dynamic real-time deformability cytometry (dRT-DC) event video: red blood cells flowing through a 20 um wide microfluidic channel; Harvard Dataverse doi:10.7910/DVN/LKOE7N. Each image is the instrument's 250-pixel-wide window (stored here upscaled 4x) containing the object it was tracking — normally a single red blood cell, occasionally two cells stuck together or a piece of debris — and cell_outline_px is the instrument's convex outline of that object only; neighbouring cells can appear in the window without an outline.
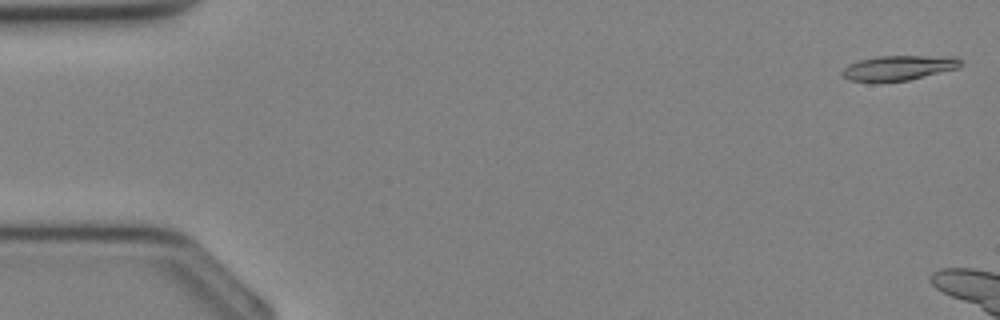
{"species": "Egyptian fruit bat (a non-hibernating species)", "species_latin": "Rousettus aegyptiacus", "temperature_condition": "cold", "stored_images_in_passage": 5, "camera_frame_rate_fps": 3000, "um_per_image_px": 0.085, "animal": {"sex": "female"}, "frame": {"image": 1, "passage_image": 1, "time_ms": 0.0, "image_size_px": [1000, 320], "cell_outline_px": [[964, 64], [960, 68], [908, 80], [848, 80], [840, 76], [840, 72], [848, 64], [860, 60], [880, 56], [952, 56], [964, 60]], "centroid_in_image_um": [76.46, 5.74], "position_along_channel_um": 8.5, "area_um2": 17.05}}